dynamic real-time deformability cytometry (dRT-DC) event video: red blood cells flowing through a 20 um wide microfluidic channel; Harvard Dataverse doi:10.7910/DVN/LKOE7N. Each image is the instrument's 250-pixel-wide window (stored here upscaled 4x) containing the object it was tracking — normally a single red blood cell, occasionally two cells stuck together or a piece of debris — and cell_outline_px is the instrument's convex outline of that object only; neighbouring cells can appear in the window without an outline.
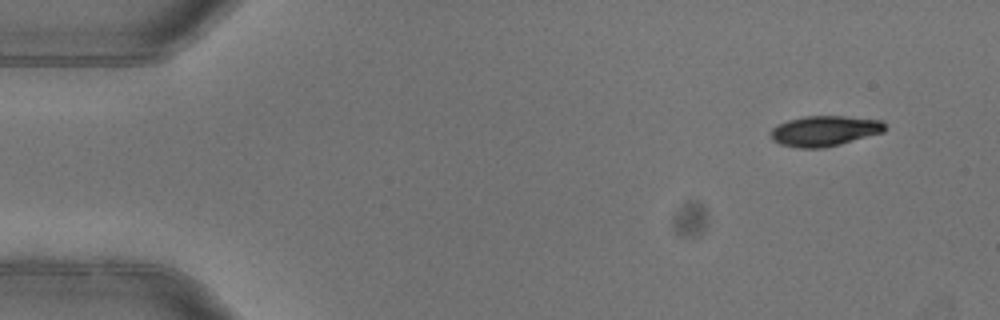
{"species": "common noctule bat (a hibernating species)", "species_latin": "Nyctalus noctula", "temperature_condition": "warm", "stored_images_in_passage": 4, "camera_frame_rate_fps": 3000, "um_per_image_px": 0.085, "animal": {"sex": "female"}, "frame": {"image": 1, "passage_image": 1, "time_ms": 0.0, "image_size_px": [1000, 320], "cell_outline_px": [[888, 128], [884, 132], [840, 144], [824, 148], [800, 148], [780, 144], [772, 140], [768, 132], [776, 124], [788, 120], [804, 116], [844, 116], [884, 120]], "centroid_in_image_um": [70.09, 11.12], "position_along_channel_um": 14.9, "area_um2": 20.58}}
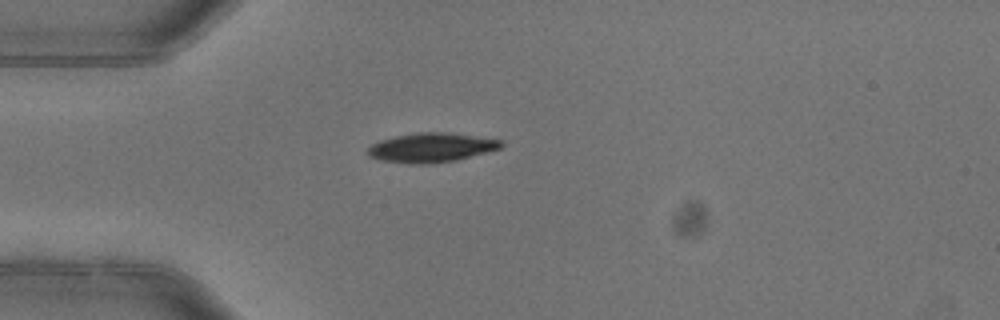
{"frame": {"image": 2, "passage_image": 4, "time_ms": 1.0, "image_size_px": [1000, 320], "cell_outline_px": [[504, 144], [500, 148], [488, 152], [456, 160], [424, 164], [408, 164], [380, 160], [368, 156], [368, 148], [372, 144], [380, 140], [396, 136], [416, 132], [444, 132], [504, 140]], "centroid_in_image_um": [36.66, 12.55], "position_along_channel_um": 48.3, "area_um2": 22.77}}